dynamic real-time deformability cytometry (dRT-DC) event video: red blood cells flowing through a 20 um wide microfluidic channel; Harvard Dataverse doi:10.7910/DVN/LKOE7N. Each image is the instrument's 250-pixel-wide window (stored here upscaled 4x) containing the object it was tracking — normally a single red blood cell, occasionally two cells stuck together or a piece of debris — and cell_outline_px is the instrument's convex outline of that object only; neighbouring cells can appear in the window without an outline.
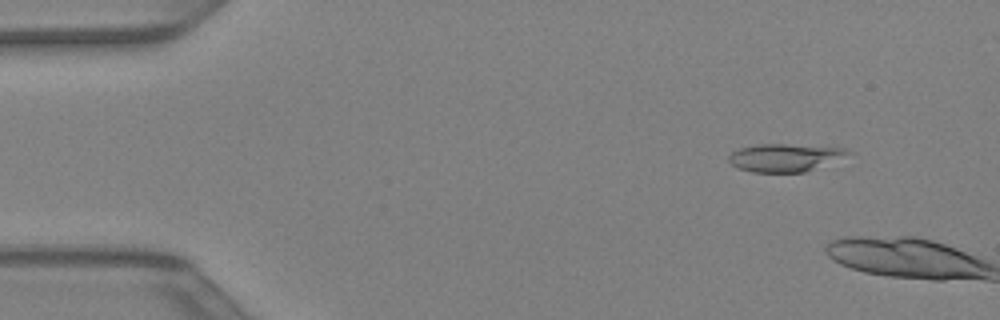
{"species": "Egyptian fruit bat (a non-hibernating species)", "species_latin": "Rousettus aegyptiacus", "temperature_condition": "warm", "stored_images_in_passage": 6, "camera_frame_rate_fps": 3000, "um_per_image_px": 0.085, "animal": {"sex": "female"}, "frame": {"image": 1, "passage_image": 5, "time_ms": 1.333, "image_size_px": [1000, 320], "cell_outline_px": [[852, 152], [804, 172], [752, 172], [740, 168], [732, 164], [728, 160], [728, 156], [732, 152], [740, 148], [760, 144], [784, 144], [844, 148]], "centroid_in_image_um": [66.62, 13.39], "position_along_channel_um": 18.4, "area_um2": 18.67}}